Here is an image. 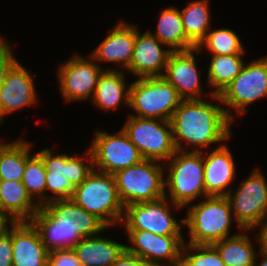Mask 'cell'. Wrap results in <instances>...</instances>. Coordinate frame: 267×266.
<instances>
[{
  "label": "cell",
  "instance_id": "6da1fadb",
  "mask_svg": "<svg viewBox=\"0 0 267 266\" xmlns=\"http://www.w3.org/2000/svg\"><path fill=\"white\" fill-rule=\"evenodd\" d=\"M47 250L73 249L83 238L93 237L109 228L96 215L71 199L42 205L30 220Z\"/></svg>",
  "mask_w": 267,
  "mask_h": 266
},
{
  "label": "cell",
  "instance_id": "7a4b0ae2",
  "mask_svg": "<svg viewBox=\"0 0 267 266\" xmlns=\"http://www.w3.org/2000/svg\"><path fill=\"white\" fill-rule=\"evenodd\" d=\"M227 109L203 99L183 100L170 119L176 150L187 151L184 148L190 144L192 148L197 146L191 151L202 152V148H209L211 144L223 145L221 142L231 136L230 128L235 119Z\"/></svg>",
  "mask_w": 267,
  "mask_h": 266
},
{
  "label": "cell",
  "instance_id": "3957f363",
  "mask_svg": "<svg viewBox=\"0 0 267 266\" xmlns=\"http://www.w3.org/2000/svg\"><path fill=\"white\" fill-rule=\"evenodd\" d=\"M75 204L96 215L109 228L122 221L124 206L113 174L93 171L76 186L72 197Z\"/></svg>",
  "mask_w": 267,
  "mask_h": 266
},
{
  "label": "cell",
  "instance_id": "277c9868",
  "mask_svg": "<svg viewBox=\"0 0 267 266\" xmlns=\"http://www.w3.org/2000/svg\"><path fill=\"white\" fill-rule=\"evenodd\" d=\"M203 152L177 150L168 160V176L164 180L168 192L165 189V196L170 197L168 200L172 203L185 207L200 196H208L204 184Z\"/></svg>",
  "mask_w": 267,
  "mask_h": 266
},
{
  "label": "cell",
  "instance_id": "5b68a950",
  "mask_svg": "<svg viewBox=\"0 0 267 266\" xmlns=\"http://www.w3.org/2000/svg\"><path fill=\"white\" fill-rule=\"evenodd\" d=\"M226 196H207L205 200L190 206L184 225L189 227V244H213L230 237L234 217Z\"/></svg>",
  "mask_w": 267,
  "mask_h": 266
},
{
  "label": "cell",
  "instance_id": "8992f818",
  "mask_svg": "<svg viewBox=\"0 0 267 266\" xmlns=\"http://www.w3.org/2000/svg\"><path fill=\"white\" fill-rule=\"evenodd\" d=\"M89 155L69 156L55 154L51 149L42 148L37 155L42 159L46 170V191L52 192L51 201L70 199L77 185L81 184L93 171V155L89 148ZM90 162L86 164L84 161Z\"/></svg>",
  "mask_w": 267,
  "mask_h": 266
},
{
  "label": "cell",
  "instance_id": "52a82bcc",
  "mask_svg": "<svg viewBox=\"0 0 267 266\" xmlns=\"http://www.w3.org/2000/svg\"><path fill=\"white\" fill-rule=\"evenodd\" d=\"M183 99L163 77L139 78L130 83L129 107L139 118L170 121Z\"/></svg>",
  "mask_w": 267,
  "mask_h": 266
},
{
  "label": "cell",
  "instance_id": "ba28073f",
  "mask_svg": "<svg viewBox=\"0 0 267 266\" xmlns=\"http://www.w3.org/2000/svg\"><path fill=\"white\" fill-rule=\"evenodd\" d=\"M157 161L143 160L114 175L123 206L154 201L165 196L164 167Z\"/></svg>",
  "mask_w": 267,
  "mask_h": 266
},
{
  "label": "cell",
  "instance_id": "9c48e42d",
  "mask_svg": "<svg viewBox=\"0 0 267 266\" xmlns=\"http://www.w3.org/2000/svg\"><path fill=\"white\" fill-rule=\"evenodd\" d=\"M122 129L145 160L167 162L177 151L170 121L129 114Z\"/></svg>",
  "mask_w": 267,
  "mask_h": 266
},
{
  "label": "cell",
  "instance_id": "30bf717a",
  "mask_svg": "<svg viewBox=\"0 0 267 266\" xmlns=\"http://www.w3.org/2000/svg\"><path fill=\"white\" fill-rule=\"evenodd\" d=\"M226 198L240 232L258 229L257 226L267 218V181L259 168Z\"/></svg>",
  "mask_w": 267,
  "mask_h": 266
},
{
  "label": "cell",
  "instance_id": "8fae6325",
  "mask_svg": "<svg viewBox=\"0 0 267 266\" xmlns=\"http://www.w3.org/2000/svg\"><path fill=\"white\" fill-rule=\"evenodd\" d=\"M167 200L168 198L164 196L154 201L125 206L120 225L123 224L126 230H144L164 236H183L181 226L184 225V219L178 222L171 215L169 204L178 210L183 207Z\"/></svg>",
  "mask_w": 267,
  "mask_h": 266
},
{
  "label": "cell",
  "instance_id": "7c38bea8",
  "mask_svg": "<svg viewBox=\"0 0 267 266\" xmlns=\"http://www.w3.org/2000/svg\"><path fill=\"white\" fill-rule=\"evenodd\" d=\"M264 97H267V56L245 64L220 95H211L238 115L246 113L249 104Z\"/></svg>",
  "mask_w": 267,
  "mask_h": 266
},
{
  "label": "cell",
  "instance_id": "4fadbf2b",
  "mask_svg": "<svg viewBox=\"0 0 267 266\" xmlns=\"http://www.w3.org/2000/svg\"><path fill=\"white\" fill-rule=\"evenodd\" d=\"M94 134L89 148L96 170L115 174L144 160L123 129L113 134L102 131H96Z\"/></svg>",
  "mask_w": 267,
  "mask_h": 266
},
{
  "label": "cell",
  "instance_id": "5bb4252c",
  "mask_svg": "<svg viewBox=\"0 0 267 266\" xmlns=\"http://www.w3.org/2000/svg\"><path fill=\"white\" fill-rule=\"evenodd\" d=\"M88 58L75 54L58 69L59 87L65 101H80L94 95L98 79L104 71L102 66Z\"/></svg>",
  "mask_w": 267,
  "mask_h": 266
},
{
  "label": "cell",
  "instance_id": "9a60e30c",
  "mask_svg": "<svg viewBox=\"0 0 267 266\" xmlns=\"http://www.w3.org/2000/svg\"><path fill=\"white\" fill-rule=\"evenodd\" d=\"M132 246L126 245L130 254L142 257L152 266H180L182 249L185 243L183 236L156 235L144 230H126ZM134 244V246H133Z\"/></svg>",
  "mask_w": 267,
  "mask_h": 266
},
{
  "label": "cell",
  "instance_id": "2e32d148",
  "mask_svg": "<svg viewBox=\"0 0 267 266\" xmlns=\"http://www.w3.org/2000/svg\"><path fill=\"white\" fill-rule=\"evenodd\" d=\"M139 31L136 25L133 57L125 71L131 72L138 79L163 76L169 56L173 51L162 48L164 44L150 30L143 34Z\"/></svg>",
  "mask_w": 267,
  "mask_h": 266
},
{
  "label": "cell",
  "instance_id": "e0dca14e",
  "mask_svg": "<svg viewBox=\"0 0 267 266\" xmlns=\"http://www.w3.org/2000/svg\"><path fill=\"white\" fill-rule=\"evenodd\" d=\"M195 51V54H194ZM198 48L172 52L169 56L163 77L176 89L183 100H200L201 83L195 55Z\"/></svg>",
  "mask_w": 267,
  "mask_h": 266
},
{
  "label": "cell",
  "instance_id": "ac0fdd59",
  "mask_svg": "<svg viewBox=\"0 0 267 266\" xmlns=\"http://www.w3.org/2000/svg\"><path fill=\"white\" fill-rule=\"evenodd\" d=\"M34 78L30 72L17 61L7 72L0 86V114H7L30 106L37 101Z\"/></svg>",
  "mask_w": 267,
  "mask_h": 266
},
{
  "label": "cell",
  "instance_id": "d6986e66",
  "mask_svg": "<svg viewBox=\"0 0 267 266\" xmlns=\"http://www.w3.org/2000/svg\"><path fill=\"white\" fill-rule=\"evenodd\" d=\"M12 266H48L49 251L30 221L11 225Z\"/></svg>",
  "mask_w": 267,
  "mask_h": 266
},
{
  "label": "cell",
  "instance_id": "ffe728a7",
  "mask_svg": "<svg viewBox=\"0 0 267 266\" xmlns=\"http://www.w3.org/2000/svg\"><path fill=\"white\" fill-rule=\"evenodd\" d=\"M135 40L136 26L120 21L90 56L98 61L117 62L126 70L132 61Z\"/></svg>",
  "mask_w": 267,
  "mask_h": 266
},
{
  "label": "cell",
  "instance_id": "44dd1931",
  "mask_svg": "<svg viewBox=\"0 0 267 266\" xmlns=\"http://www.w3.org/2000/svg\"><path fill=\"white\" fill-rule=\"evenodd\" d=\"M206 154L207 156H204L205 192L208 196H226L231 191L227 187L236 177L232 152L224 143L211 149L210 154L208 151Z\"/></svg>",
  "mask_w": 267,
  "mask_h": 266
},
{
  "label": "cell",
  "instance_id": "7402d4cb",
  "mask_svg": "<svg viewBox=\"0 0 267 266\" xmlns=\"http://www.w3.org/2000/svg\"><path fill=\"white\" fill-rule=\"evenodd\" d=\"M127 87V88H126ZM130 84L126 86L124 73L107 68L100 75L91 101L103 111L117 109L120 104L129 108Z\"/></svg>",
  "mask_w": 267,
  "mask_h": 266
},
{
  "label": "cell",
  "instance_id": "603a6c76",
  "mask_svg": "<svg viewBox=\"0 0 267 266\" xmlns=\"http://www.w3.org/2000/svg\"><path fill=\"white\" fill-rule=\"evenodd\" d=\"M73 250L81 266H110L126 251V245L96 235L81 239Z\"/></svg>",
  "mask_w": 267,
  "mask_h": 266
},
{
  "label": "cell",
  "instance_id": "cb8c5ba5",
  "mask_svg": "<svg viewBox=\"0 0 267 266\" xmlns=\"http://www.w3.org/2000/svg\"><path fill=\"white\" fill-rule=\"evenodd\" d=\"M39 208L22 181L0 180V210L15 222L30 221Z\"/></svg>",
  "mask_w": 267,
  "mask_h": 266
},
{
  "label": "cell",
  "instance_id": "d4e9b609",
  "mask_svg": "<svg viewBox=\"0 0 267 266\" xmlns=\"http://www.w3.org/2000/svg\"><path fill=\"white\" fill-rule=\"evenodd\" d=\"M153 35L173 52L196 48L186 37L180 10L172 6L160 11L157 28Z\"/></svg>",
  "mask_w": 267,
  "mask_h": 266
},
{
  "label": "cell",
  "instance_id": "484cf974",
  "mask_svg": "<svg viewBox=\"0 0 267 266\" xmlns=\"http://www.w3.org/2000/svg\"><path fill=\"white\" fill-rule=\"evenodd\" d=\"M31 147L21 138L0 144V180L22 181L26 161L32 156Z\"/></svg>",
  "mask_w": 267,
  "mask_h": 266
},
{
  "label": "cell",
  "instance_id": "4316f807",
  "mask_svg": "<svg viewBox=\"0 0 267 266\" xmlns=\"http://www.w3.org/2000/svg\"><path fill=\"white\" fill-rule=\"evenodd\" d=\"M242 54L212 55L208 67L207 82L213 91L210 95H220L241 72L245 65Z\"/></svg>",
  "mask_w": 267,
  "mask_h": 266
},
{
  "label": "cell",
  "instance_id": "83f0119b",
  "mask_svg": "<svg viewBox=\"0 0 267 266\" xmlns=\"http://www.w3.org/2000/svg\"><path fill=\"white\" fill-rule=\"evenodd\" d=\"M226 266H253L257 257L247 233L233 234L212 244Z\"/></svg>",
  "mask_w": 267,
  "mask_h": 266
},
{
  "label": "cell",
  "instance_id": "f1b7e54d",
  "mask_svg": "<svg viewBox=\"0 0 267 266\" xmlns=\"http://www.w3.org/2000/svg\"><path fill=\"white\" fill-rule=\"evenodd\" d=\"M208 7L207 0H193L180 11L186 37L196 48L211 29L210 8Z\"/></svg>",
  "mask_w": 267,
  "mask_h": 266
},
{
  "label": "cell",
  "instance_id": "f546056e",
  "mask_svg": "<svg viewBox=\"0 0 267 266\" xmlns=\"http://www.w3.org/2000/svg\"><path fill=\"white\" fill-rule=\"evenodd\" d=\"M46 170L42 159L35 153L27 161L24 169L22 183L27 189L30 197L37 201L41 207L51 201V195H45L46 192ZM34 196L36 198H34ZM41 198V199H40Z\"/></svg>",
  "mask_w": 267,
  "mask_h": 266
},
{
  "label": "cell",
  "instance_id": "4dcf8cb0",
  "mask_svg": "<svg viewBox=\"0 0 267 266\" xmlns=\"http://www.w3.org/2000/svg\"><path fill=\"white\" fill-rule=\"evenodd\" d=\"M204 46L211 55L244 54V47L238 35L227 28L209 30L197 48L201 51Z\"/></svg>",
  "mask_w": 267,
  "mask_h": 266
},
{
  "label": "cell",
  "instance_id": "1f68e13d",
  "mask_svg": "<svg viewBox=\"0 0 267 266\" xmlns=\"http://www.w3.org/2000/svg\"><path fill=\"white\" fill-rule=\"evenodd\" d=\"M182 250L180 266H226L212 244H187L186 242Z\"/></svg>",
  "mask_w": 267,
  "mask_h": 266
},
{
  "label": "cell",
  "instance_id": "d6a6232c",
  "mask_svg": "<svg viewBox=\"0 0 267 266\" xmlns=\"http://www.w3.org/2000/svg\"><path fill=\"white\" fill-rule=\"evenodd\" d=\"M48 266H81L73 249H57L49 252Z\"/></svg>",
  "mask_w": 267,
  "mask_h": 266
},
{
  "label": "cell",
  "instance_id": "836d02e7",
  "mask_svg": "<svg viewBox=\"0 0 267 266\" xmlns=\"http://www.w3.org/2000/svg\"><path fill=\"white\" fill-rule=\"evenodd\" d=\"M11 49L12 46L6 40L0 44V86L4 82L7 72L17 62Z\"/></svg>",
  "mask_w": 267,
  "mask_h": 266
},
{
  "label": "cell",
  "instance_id": "e575fe53",
  "mask_svg": "<svg viewBox=\"0 0 267 266\" xmlns=\"http://www.w3.org/2000/svg\"><path fill=\"white\" fill-rule=\"evenodd\" d=\"M11 225L9 231L0 237V266H12Z\"/></svg>",
  "mask_w": 267,
  "mask_h": 266
},
{
  "label": "cell",
  "instance_id": "d590c367",
  "mask_svg": "<svg viewBox=\"0 0 267 266\" xmlns=\"http://www.w3.org/2000/svg\"><path fill=\"white\" fill-rule=\"evenodd\" d=\"M110 266H152V265L142 257L130 254L129 252L125 251Z\"/></svg>",
  "mask_w": 267,
  "mask_h": 266
},
{
  "label": "cell",
  "instance_id": "8d00e7d4",
  "mask_svg": "<svg viewBox=\"0 0 267 266\" xmlns=\"http://www.w3.org/2000/svg\"><path fill=\"white\" fill-rule=\"evenodd\" d=\"M257 227H261L259 233L256 235L257 241L260 244V250L267 252V218Z\"/></svg>",
  "mask_w": 267,
  "mask_h": 266
},
{
  "label": "cell",
  "instance_id": "74e56055",
  "mask_svg": "<svg viewBox=\"0 0 267 266\" xmlns=\"http://www.w3.org/2000/svg\"><path fill=\"white\" fill-rule=\"evenodd\" d=\"M14 222L15 221L8 214L0 210V237L9 231L10 226L8 227L7 224L12 225Z\"/></svg>",
  "mask_w": 267,
  "mask_h": 266
},
{
  "label": "cell",
  "instance_id": "f35d334b",
  "mask_svg": "<svg viewBox=\"0 0 267 266\" xmlns=\"http://www.w3.org/2000/svg\"><path fill=\"white\" fill-rule=\"evenodd\" d=\"M259 251H260L259 253L262 257V262L259 264V263H256L258 261V260H256L253 266H267V252L262 251V250H259Z\"/></svg>",
  "mask_w": 267,
  "mask_h": 266
},
{
  "label": "cell",
  "instance_id": "ab89813d",
  "mask_svg": "<svg viewBox=\"0 0 267 266\" xmlns=\"http://www.w3.org/2000/svg\"><path fill=\"white\" fill-rule=\"evenodd\" d=\"M4 40H5V38H2V37H1V38H0V44L3 43Z\"/></svg>",
  "mask_w": 267,
  "mask_h": 266
},
{
  "label": "cell",
  "instance_id": "60d3db41",
  "mask_svg": "<svg viewBox=\"0 0 267 266\" xmlns=\"http://www.w3.org/2000/svg\"><path fill=\"white\" fill-rule=\"evenodd\" d=\"M2 121H3V118L1 117V114H0V125L2 124ZM1 144V142H0Z\"/></svg>",
  "mask_w": 267,
  "mask_h": 266
}]
</instances>
